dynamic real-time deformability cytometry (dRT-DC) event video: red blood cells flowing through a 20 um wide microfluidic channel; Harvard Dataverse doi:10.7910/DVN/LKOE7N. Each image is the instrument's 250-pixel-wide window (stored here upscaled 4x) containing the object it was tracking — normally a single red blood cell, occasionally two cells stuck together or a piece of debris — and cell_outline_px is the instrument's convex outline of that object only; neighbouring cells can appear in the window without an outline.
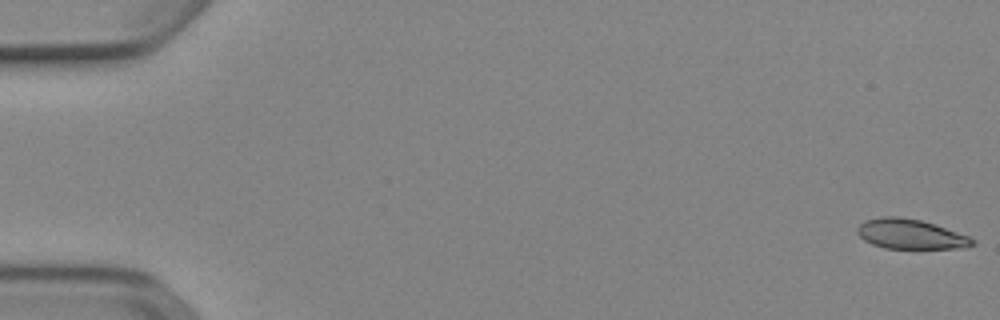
{"species": "Egyptian fruit bat (a non-hibernating species)", "species_latin": "Rousettus aegyptiacus", "temperature_condition": "cold", "stored_images_in_passage": 54, "camera_frame_rate_fps": 3000, "um_per_image_px": 0.085, "animal": {"sex": "female"}, "frame": {"image": 1, "passage_image": 1, "time_ms": 0.0, "image_size_px": [1000, 320], "cell_outline_px": [[976, 244], [964, 248], [884, 248], [872, 244], [864, 240], [856, 232], [856, 228], [864, 220], [880, 216], [900, 216], [920, 220], [968, 236], [976, 240]], "centroid_in_image_um": [77.35, 19.89], "position_along_channel_um": 7.6, "area_um2": 19.94}}
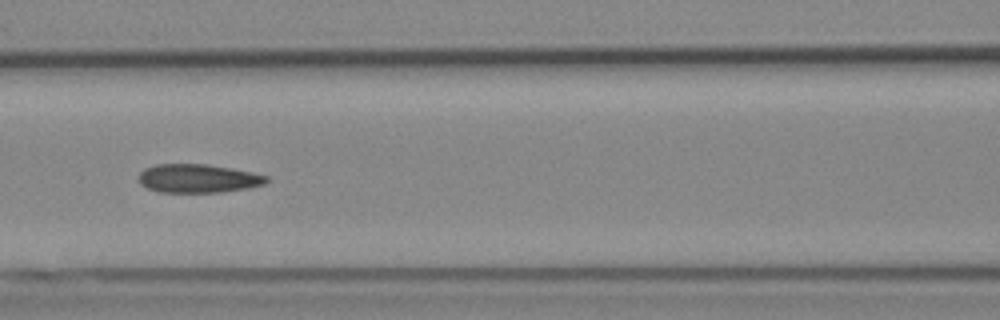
{"frame": {"image": 2, "passage_image": 24, "time_ms": 7.667, "image_size_px": [1000, 320], "cell_outline_px": [[268, 180], [264, 184], [248, 188], [220, 192], [160, 192], [148, 188], [140, 184], [140, 172], [144, 168], [156, 164], [208, 164], [232, 168], [252, 172], [268, 176]], "centroid_in_image_um": [16.84, 15.16], "position_along_channel_um": 149.8, "area_um2": 21.27}}
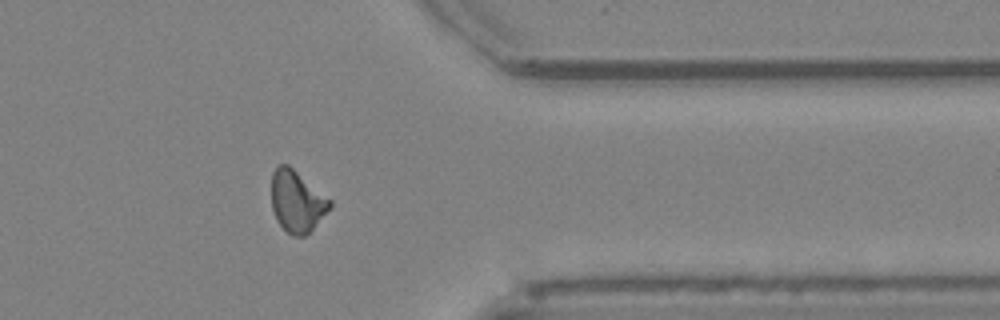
{"frame": {"image": 3, "passage_image": 43, "time_ms": 14.0, "image_size_px": [1000, 320], "cell_outline_px": [[332, 204], [312, 228], [304, 236], [292, 236], [276, 220], [272, 208], [272, 172], [280, 164], [288, 164], [332, 200]], "centroid_in_image_um": [25.22, 17.09], "position_along_channel_um": 386.2, "area_um2": 20.58}, "authors_computed_cell_mechanics": {"area_um2": 21.0392, "velocity_mm_per_s": 3.9024, "shape_relaxation_time_tau1_ms": null, "shape_relaxation_time_tau2_ms": 3.585, "deformation_change_tau1": null, "deformation_change_tau2": 0.0951}}